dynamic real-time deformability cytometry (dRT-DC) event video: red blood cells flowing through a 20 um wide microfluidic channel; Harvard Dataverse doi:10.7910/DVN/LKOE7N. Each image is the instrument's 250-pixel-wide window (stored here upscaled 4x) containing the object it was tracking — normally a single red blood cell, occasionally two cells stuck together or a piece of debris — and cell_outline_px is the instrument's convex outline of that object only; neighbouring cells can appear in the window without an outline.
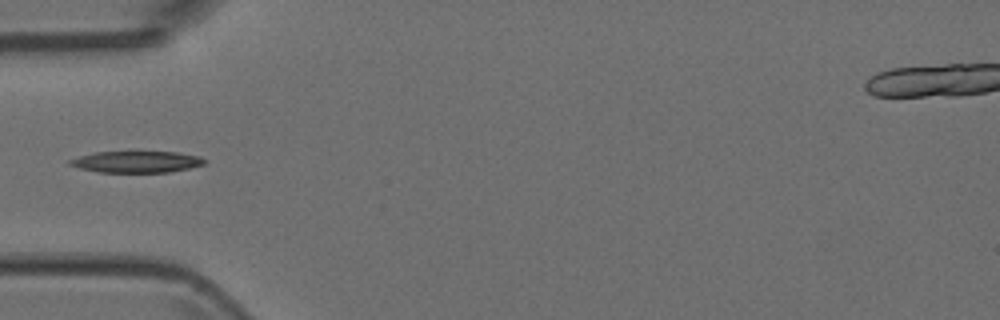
{"species": "Egyptian fruit bat (a non-hibernating species)", "species_latin": "Rousettus aegyptiacus", "temperature_condition": "room temperature", "stored_images_in_passage": 2, "camera_frame_rate_fps": 3000, "um_per_image_px": 0.085, "animal": {"sex": "female"}, "frame": {"image": 1, "passage_image": 2, "time_ms": 0.333, "image_size_px": [1000, 320], "cell_outline_px": [[204, 164], [188, 168], [168, 172], [100, 172], [80, 168], [68, 164], [68, 160], [80, 156], [96, 152], [136, 148], [176, 152], [200, 156], [204, 160]], "centroid_in_image_um": [11.58, 13.69], "position_along_channel_um": 73.4, "area_um2": 17.74}}